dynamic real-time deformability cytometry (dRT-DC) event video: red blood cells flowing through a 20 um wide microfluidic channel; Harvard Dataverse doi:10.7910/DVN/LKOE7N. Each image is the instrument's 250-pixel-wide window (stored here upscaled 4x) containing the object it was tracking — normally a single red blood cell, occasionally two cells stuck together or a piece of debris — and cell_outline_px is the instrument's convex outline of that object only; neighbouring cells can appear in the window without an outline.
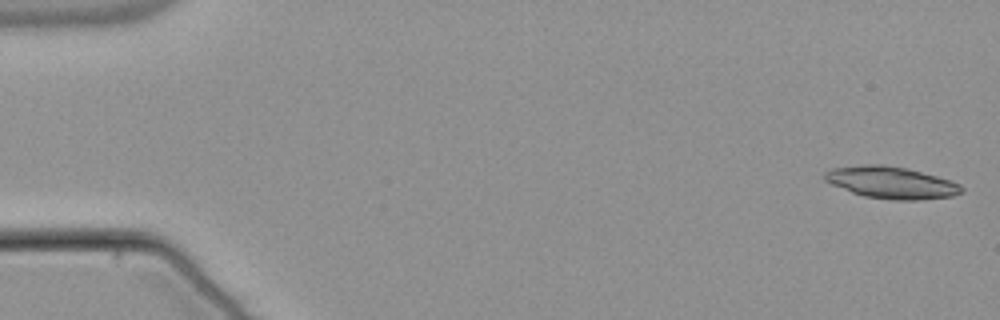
{"species": "common noctule bat (a hibernating species)", "species_latin": "Nyctalus noctula", "temperature_condition": "warm", "stored_images_in_passage": 28, "camera_frame_rate_fps": 3000, "um_per_image_px": 0.085, "animal": {"sex": "male", "body_mass_g": 21.5, "forearm_length_mm": 52.0}, "frame": {"image": 1, "passage_image": 1, "time_ms": 0.0, "image_size_px": [1000, 320], "cell_outline_px": [[964, 192], [952, 196], [916, 200], [892, 200], [864, 196], [852, 192], [832, 184], [824, 180], [824, 172], [832, 168], [864, 164], [884, 164], [908, 168], [936, 176], [960, 184], [964, 188]], "centroid_in_image_um": [75.76, 15.51], "position_along_channel_um": 9.2, "area_um2": 25.49}}